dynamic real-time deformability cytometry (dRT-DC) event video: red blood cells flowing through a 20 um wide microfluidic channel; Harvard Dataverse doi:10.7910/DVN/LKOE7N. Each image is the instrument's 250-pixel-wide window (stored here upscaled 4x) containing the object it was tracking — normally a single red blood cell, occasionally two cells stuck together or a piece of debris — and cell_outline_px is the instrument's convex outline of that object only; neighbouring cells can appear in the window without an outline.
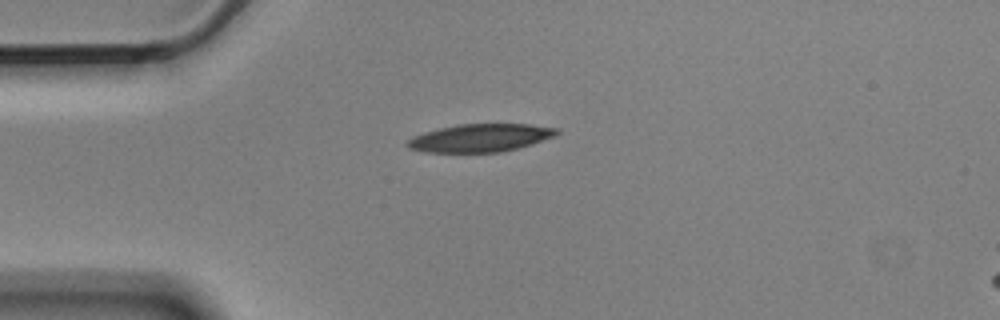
{"species": "Egyptian fruit bat (a non-hibernating species)", "species_latin": "Rousettus aegyptiacus", "temperature_condition": "cold", "stored_images_in_passage": 3, "camera_frame_rate_fps": 3000, "um_per_image_px": 0.085, "animal": {"sex": "male"}, "frame": {"image": 1, "passage_image": 3, "time_ms": 0.667, "image_size_px": [1000, 320], "cell_outline_px": [[560, 132], [556, 136], [532, 144], [500, 152], [424, 152], [408, 148], [404, 144], [412, 136], [424, 132], [440, 128], [460, 124], [532, 124], [556, 128]], "centroid_in_image_um": [40.81, 11.72], "position_along_channel_um": 44.2, "area_um2": 24.33}}